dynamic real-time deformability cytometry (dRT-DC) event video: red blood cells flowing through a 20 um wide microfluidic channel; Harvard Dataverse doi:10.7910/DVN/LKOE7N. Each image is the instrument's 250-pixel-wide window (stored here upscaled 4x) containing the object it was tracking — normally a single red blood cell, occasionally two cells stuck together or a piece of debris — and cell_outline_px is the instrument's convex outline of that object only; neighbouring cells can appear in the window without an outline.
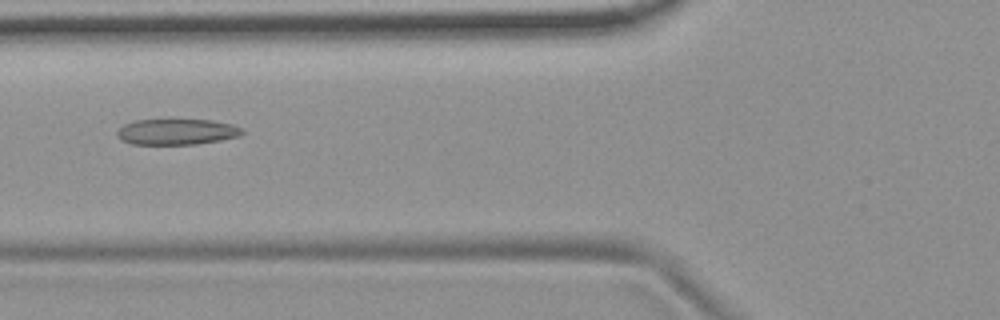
{"species": "common noctule bat (a hibernating species)", "species_latin": "Nyctalus noctula", "temperature_condition": "room temperature", "stored_images_in_passage": 4, "camera_frame_rate_fps": 3000, "um_per_image_px": 0.085, "animal": {"sex": "female", "body_mass_g": 19.9}, "frame": {"image": 1, "passage_image": 2, "time_ms": 0.333, "image_size_px": [1000, 320], "cell_outline_px": [[244, 132], [240, 136], [220, 140], [196, 144], [132, 144], [120, 140], [116, 136], [116, 132], [124, 124], [136, 120], [212, 120], [232, 124], [244, 128]], "centroid_in_image_um": [15.03, 11.2], "position_along_channel_um": 110.8, "area_um2": 18.9}}
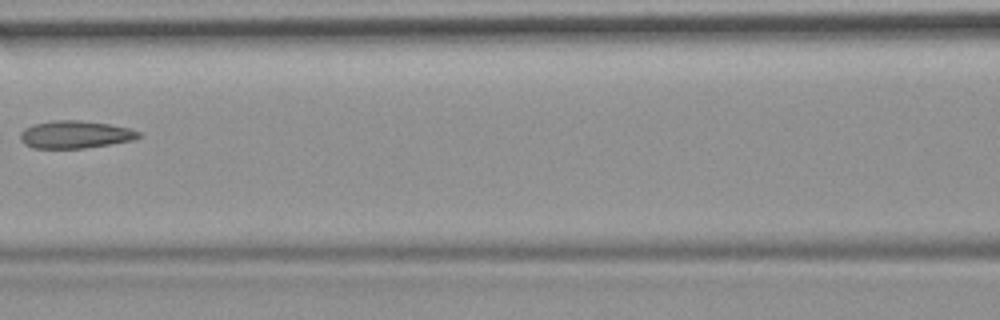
{"frame": {"image": 2, "passage_image": 3, "time_ms": 0.667, "image_size_px": [1000, 320], "cell_outline_px": [[140, 136], [136, 140], [84, 148], [32, 148], [24, 144], [20, 140], [20, 132], [24, 128], [32, 124], [52, 120], [80, 120], [108, 124], [128, 128], [140, 132]], "centroid_in_image_um": [6.35, 11.43], "position_along_channel_um": 160.2, "area_um2": 19.13}}
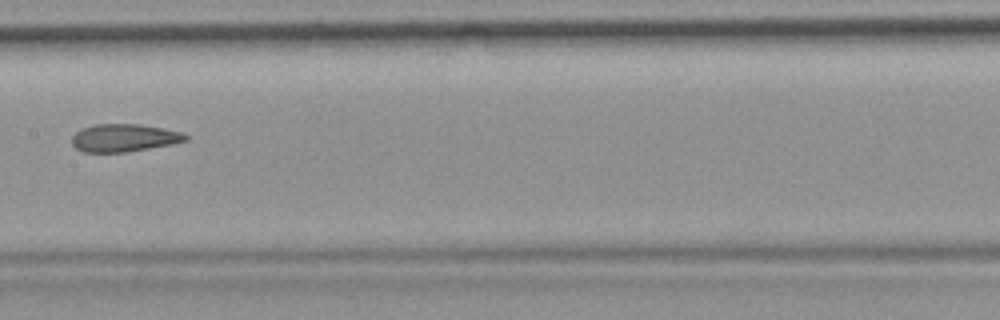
{"frame": {"image": 3, "passage_image": 4, "time_ms": 1.0, "image_size_px": [1000, 320], "cell_outline_px": [[188, 140], [172, 144], [124, 152], [84, 152], [76, 148], [72, 144], [72, 136], [80, 128], [96, 124], [140, 124], [164, 128], [180, 132], [188, 136]], "centroid_in_image_um": [10.52, 11.71], "position_along_channel_um": 196.9, "area_um2": 18.32}}